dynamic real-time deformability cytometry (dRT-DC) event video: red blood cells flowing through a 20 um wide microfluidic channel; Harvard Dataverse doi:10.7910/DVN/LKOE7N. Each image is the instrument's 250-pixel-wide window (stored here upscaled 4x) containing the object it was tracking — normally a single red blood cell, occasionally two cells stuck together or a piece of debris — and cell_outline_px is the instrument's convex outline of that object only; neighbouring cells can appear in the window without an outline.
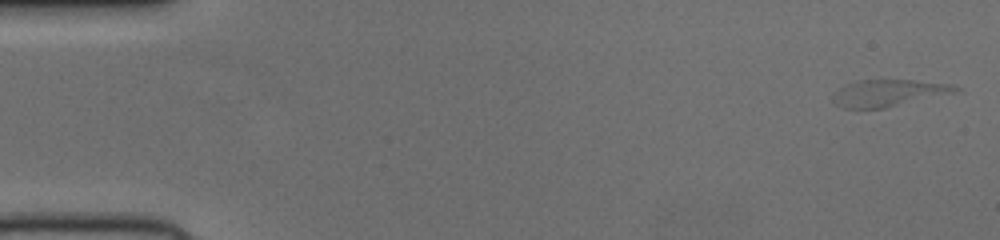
{"species": "human", "species_latin": "Homo sapiens", "temperature_condition": "cold", "stored_images_in_passage": 47, "camera_frame_rate_fps": 3000, "um_per_image_px": 0.085, "donor": {"sex": "female"}, "frame": {"image": 1, "passage_image": 1, "time_ms": 0.0, "image_size_px": [1000, 240], "cell_outline_px": [[964, 92], [884, 108], [844, 108], [836, 104], [832, 100], [832, 96], [836, 88], [844, 84], [856, 80], [912, 80], [956, 84]], "centroid_in_image_um": [75.6, 7.89], "position_along_channel_um": 9.4, "area_um2": 19.83}}
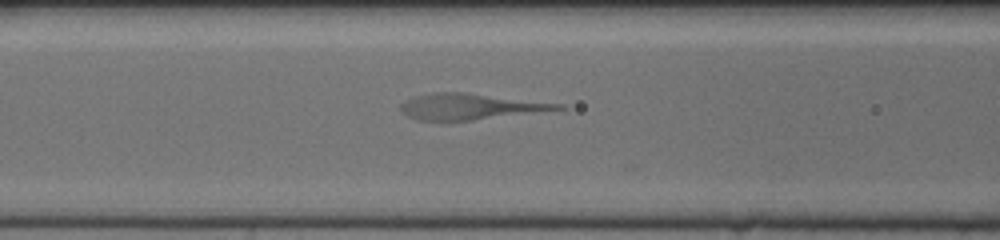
{"frame": {"image": 2, "passage_image": 21, "time_ms": 6.667, "image_size_px": [1000, 240], "cell_outline_px": [[564, 108], [472, 120], [416, 120], [400, 112], [400, 104], [416, 96], [432, 92], [464, 92], [564, 104]], "centroid_in_image_um": [39.89, 9.05], "position_along_channel_um": 126.7, "area_um2": 23.24}}
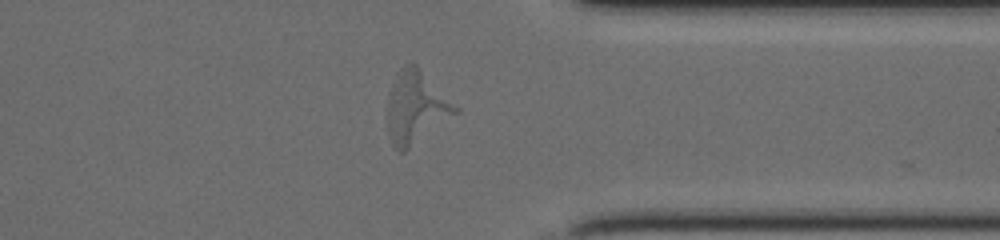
{"frame": {"image": 3, "passage_image": 40, "time_ms": 13.0, "image_size_px": [1000, 240], "cell_outline_px": [[460, 112], [404, 152], [400, 152], [392, 144], [388, 136], [388, 92], [400, 68], [404, 64], [416, 64], [460, 108]], "centroid_in_image_um": [35.37, 9.13], "position_along_channel_um": 376.0, "area_um2": 28.67}}